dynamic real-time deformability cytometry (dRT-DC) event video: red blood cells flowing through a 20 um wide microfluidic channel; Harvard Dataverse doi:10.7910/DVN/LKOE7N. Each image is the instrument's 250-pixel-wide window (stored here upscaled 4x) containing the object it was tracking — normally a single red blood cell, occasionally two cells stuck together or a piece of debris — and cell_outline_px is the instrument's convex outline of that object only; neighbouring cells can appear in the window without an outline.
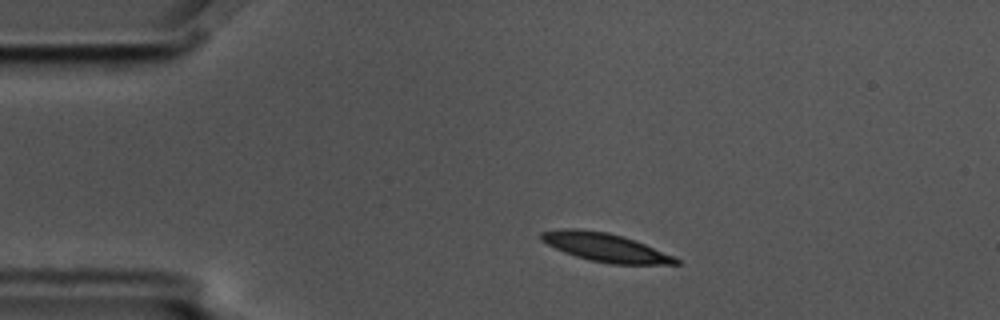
{"species": "common noctule bat (a hibernating species)", "species_latin": "Nyctalus noctula", "temperature_condition": "cold", "stored_images_in_passage": 4, "camera_frame_rate_fps": 3000, "um_per_image_px": 0.085, "animal": {"sex": "male", "body_mass_g": 17.5, "forearm_length_mm": 52.3}, "frame": {"image": 1, "passage_image": 2, "time_ms": 0.333, "image_size_px": [1000, 320], "cell_outline_px": [[680, 264], [612, 264], [588, 260], [564, 252], [540, 240], [540, 232], [564, 228], [580, 228], [608, 232], [644, 244], [676, 256], [680, 260]], "centroid_in_image_um": [51.45, 21.02], "position_along_channel_um": 33.6, "area_um2": 22.25}}
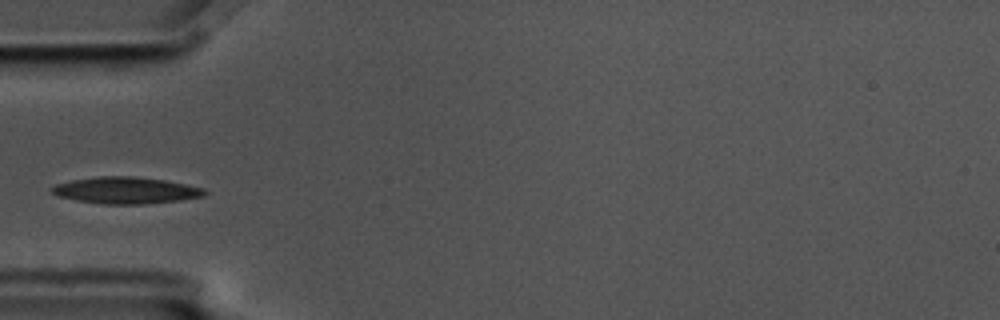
{"frame": {"image": 2, "passage_image": 4, "time_ms": 1.0, "image_size_px": [1000, 320], "cell_outline_px": [[208, 192], [204, 196], [180, 200], [144, 204], [104, 204], [76, 200], [56, 196], [52, 192], [52, 188], [56, 184], [72, 180], [100, 176], [132, 176], [164, 180], [204, 188]], "centroid_in_image_um": [10.7, 16.18], "position_along_channel_um": 74.3, "area_um2": 23.58}}